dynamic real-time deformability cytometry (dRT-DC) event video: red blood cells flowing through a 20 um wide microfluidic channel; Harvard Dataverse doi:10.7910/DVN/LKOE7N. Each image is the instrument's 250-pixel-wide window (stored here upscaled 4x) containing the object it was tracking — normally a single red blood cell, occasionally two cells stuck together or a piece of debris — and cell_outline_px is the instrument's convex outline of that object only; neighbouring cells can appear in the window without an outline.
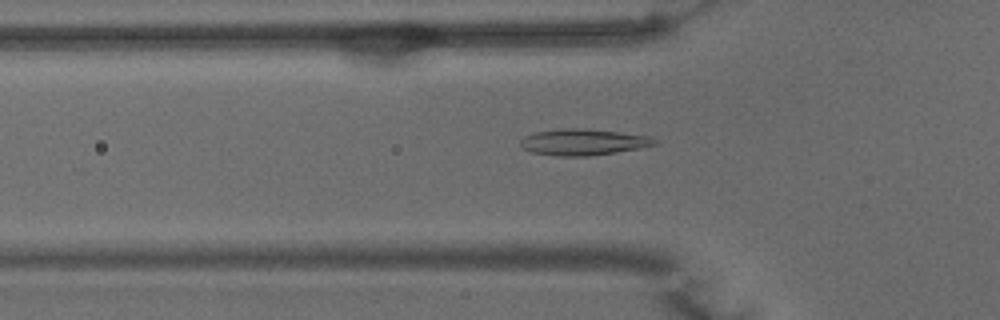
{"species": "common noctule bat (a hibernating species)", "species_latin": "Nyctalus noctula", "temperature_condition": "warm", "stored_images_in_passage": 51, "camera_frame_rate_fps": 3000, "um_per_image_px": 0.085, "animal": {"sex": "male", "body_mass_g": 15.6}, "frame": {"image": 1, "passage_image": 16, "time_ms": 5.0, "image_size_px": [1000, 320], "cell_outline_px": [[660, 144], [640, 148], [616, 152], [588, 156], [556, 156], [532, 152], [524, 148], [520, 144], [520, 140], [524, 136], [536, 132], [560, 128], [576, 128], [616, 132], [652, 136]], "centroid_in_image_um": [49.59, 12.08], "position_along_channel_um": 76.2, "area_um2": 20.46}}
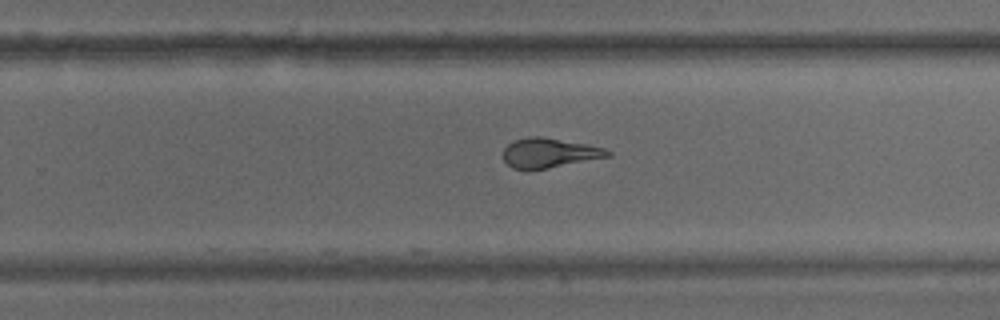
{"frame": {"image": 2, "passage_image": 32, "time_ms": 10.333, "image_size_px": [1000, 320], "cell_outline_px": [[612, 156], [548, 168], [512, 168], [504, 160], [504, 148], [512, 140], [528, 136], [544, 136], [588, 144], [604, 148], [612, 152]], "centroid_in_image_um": [46.72, 12.96], "position_along_channel_um": 283.1, "area_um2": 18.03}}
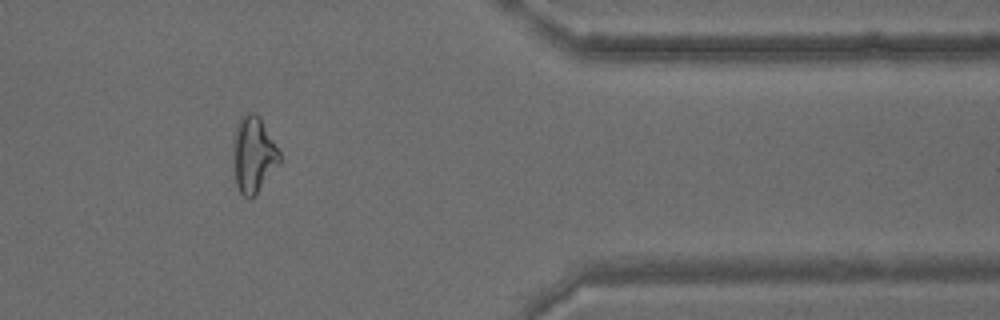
{"frame": {"image": 3, "passage_image": 42, "time_ms": 13.667, "image_size_px": [1000, 320], "cell_outline_px": [[280, 164], [256, 192], [248, 200], [240, 192], [236, 184], [232, 164], [232, 140], [236, 124], [240, 116], [244, 112], [252, 112], [260, 116], [280, 152]], "centroid_in_image_um": [21.5, 13.09], "position_along_channel_um": 389.9, "area_um2": 20.98}, "authors_computed_cell_mechanics": {"area_um2": 20.1144, "velocity_mm_per_s": 3.8623, "shape_relaxation_time_tau1_ms": 7.7745, "shape_relaxation_time_tau2_ms": 1.2188, "deformation_change_tau1": 0.2403, "deformation_change_tau2": 0.0737}}